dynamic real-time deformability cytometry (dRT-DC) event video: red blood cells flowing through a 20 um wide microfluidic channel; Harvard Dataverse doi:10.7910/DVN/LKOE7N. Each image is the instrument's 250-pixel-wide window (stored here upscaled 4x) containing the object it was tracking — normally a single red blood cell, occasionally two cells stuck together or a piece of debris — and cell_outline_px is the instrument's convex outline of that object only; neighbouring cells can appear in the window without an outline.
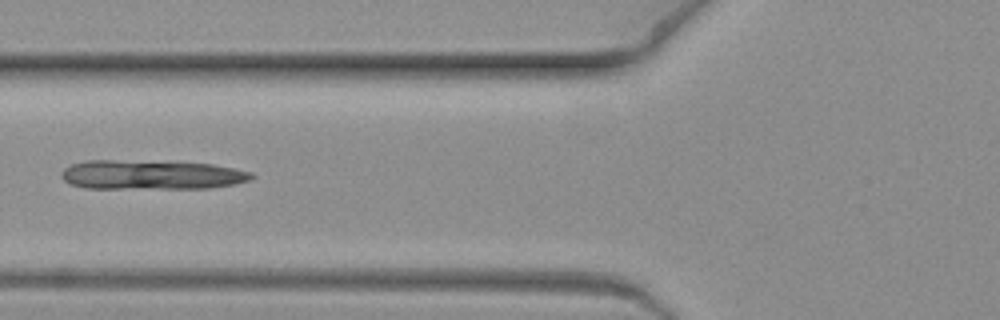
{"species": "common noctule bat (a hibernating species)", "species_latin": "Nyctalus noctula", "temperature_condition": "warm", "stored_images_in_passage": 7, "camera_frame_rate_fps": 3000, "um_per_image_px": 0.085, "animal": {"sex": "female", "body_mass_g": 19.3, "forearm_length_mm": 54.1}, "frame": {"image": 1, "passage_image": 5, "time_ms": 1.333, "image_size_px": [1000, 320], "cell_outline_px": [[256, 176], [252, 180], [232, 184], [208, 188], [84, 188], [68, 184], [60, 176], [60, 172], [64, 168], [72, 164], [88, 160], [112, 160], [212, 164], [252, 172]], "centroid_in_image_um": [12.82, 14.87], "position_along_channel_um": 113.0, "area_um2": 32.43}}
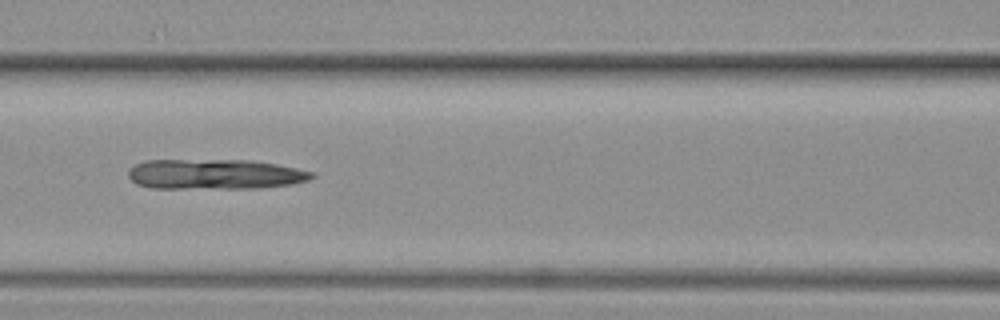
{"frame": {"image": 2, "passage_image": 6, "time_ms": 1.667, "image_size_px": [1000, 320], "cell_outline_px": [[316, 176], [308, 180], [292, 184], [256, 188], [152, 188], [136, 184], [128, 176], [128, 172], [136, 164], [148, 160], [252, 160], [276, 164], [316, 172]], "centroid_in_image_um": [18.3, 14.81], "position_along_channel_um": 148.3, "area_um2": 32.25}}